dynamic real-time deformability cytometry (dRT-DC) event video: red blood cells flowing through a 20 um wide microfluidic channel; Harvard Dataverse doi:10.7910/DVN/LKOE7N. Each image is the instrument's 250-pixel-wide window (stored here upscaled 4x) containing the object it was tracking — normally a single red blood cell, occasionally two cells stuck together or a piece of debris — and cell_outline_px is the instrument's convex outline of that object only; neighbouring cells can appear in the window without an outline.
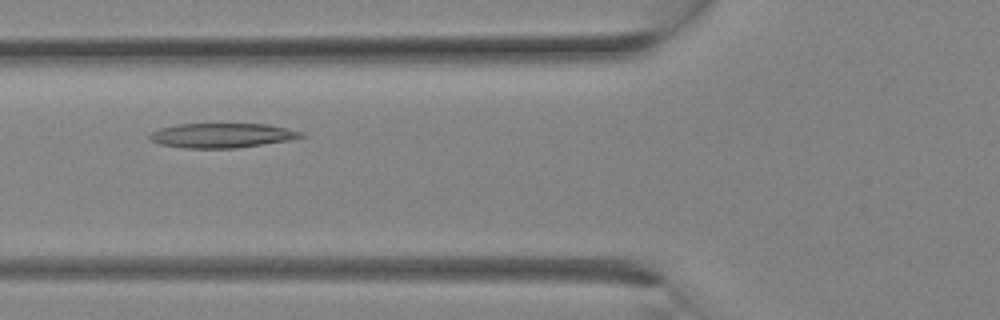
{"species": "Egyptian fruit bat (a non-hibernating species)", "species_latin": "Rousettus aegyptiacus", "temperature_condition": "room temperature", "stored_images_in_passage": 11, "camera_frame_rate_fps": 3000, "um_per_image_px": 0.085, "animal": {"sex": "female"}, "frame": {"image": 1, "passage_image": 8, "time_ms": 2.333, "image_size_px": [1000, 320], "cell_outline_px": [[304, 136], [288, 140], [236, 148], [184, 148], [160, 144], [152, 140], [148, 136], [152, 132], [160, 128], [180, 124], [268, 124], [288, 128], [304, 132]], "centroid_in_image_um": [18.88, 11.51], "position_along_channel_um": 106.9, "area_um2": 21.5}}
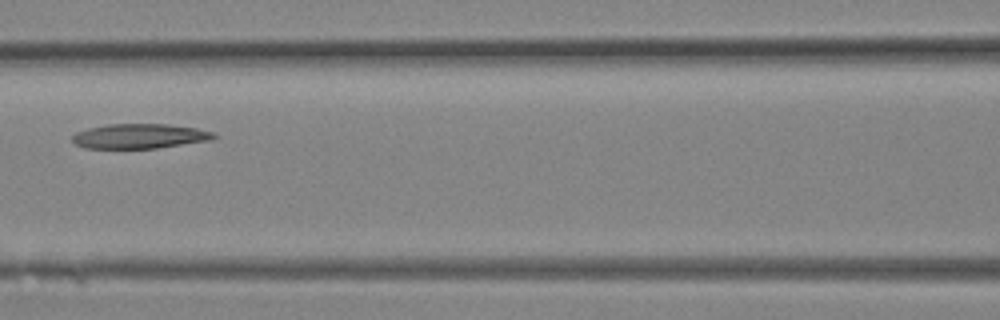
{"frame": {"image": 2, "passage_image": 10, "time_ms": 3.0, "image_size_px": [1000, 320], "cell_outline_px": [[216, 136], [212, 140], [156, 148], [84, 148], [76, 144], [72, 140], [72, 136], [76, 132], [88, 128], [108, 124], [168, 124], [196, 128], [216, 132]], "centroid_in_image_um": [11.88, 11.57], "position_along_channel_um": 154.7, "area_um2": 20.4}}